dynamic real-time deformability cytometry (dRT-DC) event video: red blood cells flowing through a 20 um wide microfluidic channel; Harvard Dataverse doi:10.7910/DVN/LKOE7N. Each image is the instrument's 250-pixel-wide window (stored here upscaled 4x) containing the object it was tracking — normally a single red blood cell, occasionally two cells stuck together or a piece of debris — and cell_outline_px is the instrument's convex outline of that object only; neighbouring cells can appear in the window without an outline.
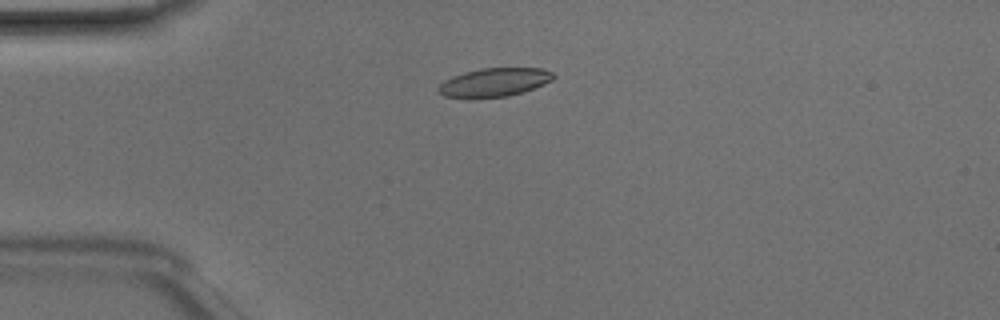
{"species": "Egyptian fruit bat (a non-hibernating species)", "species_latin": "Rousettus aegyptiacus", "temperature_condition": "room temperature", "stored_images_in_passage": 38, "camera_frame_rate_fps": 3000, "um_per_image_px": 0.085, "animal": {"sex": "male"}, "frame": {"image": 1, "passage_image": 2, "time_ms": 0.333, "image_size_px": [1000, 320], "cell_outline_px": [[556, 76], [552, 80], [544, 84], [524, 92], [508, 96], [472, 100], [444, 96], [436, 92], [436, 88], [444, 80], [452, 76], [464, 72], [480, 68], [540, 68], [552, 72]], "centroid_in_image_um": [41.95, 7.03], "position_along_channel_um": 43.1, "area_um2": 19.77}}
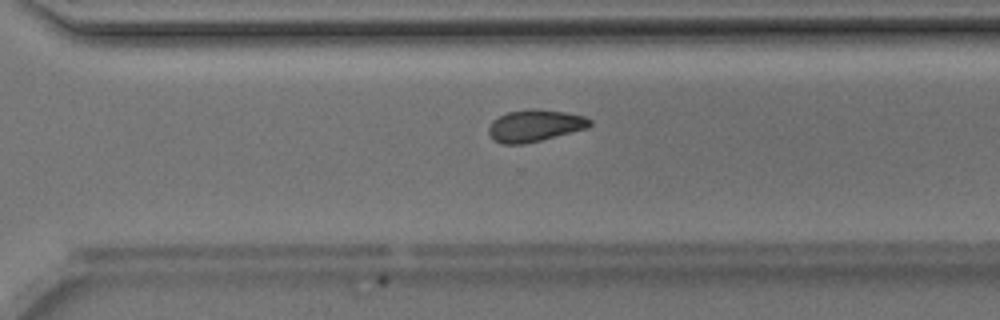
{"frame": {"image": 2, "passage_image": 24, "time_ms": 7.667, "image_size_px": [1000, 320], "cell_outline_px": [[592, 124], [588, 128], [524, 144], [504, 144], [496, 140], [488, 132], [488, 128], [492, 120], [508, 112], [528, 108], [532, 108], [564, 112], [584, 116], [592, 120]], "centroid_in_image_um": [45.48, 10.67], "position_along_channel_um": 325.1, "area_um2": 18.67}}
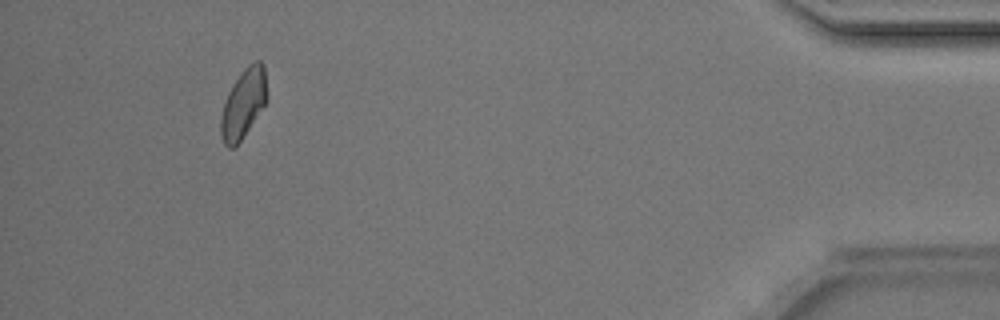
{"frame": {"image": 3, "passage_image": 35, "time_ms": 11.333, "image_size_px": [1000, 320], "cell_outline_px": [[264, 104], [240, 140], [232, 148], [228, 148], [224, 144], [220, 136], [220, 120], [224, 104], [228, 92], [244, 68], [248, 64], [256, 60], [260, 60], [264, 64]], "centroid_in_image_um": [20.63, 8.81], "position_along_channel_um": 414.6, "area_um2": 17.69}, "authors_computed_cell_mechanics": {"area_um2": 18.7561, "velocity_mm_per_s": 4.1827, "shape_relaxation_time_tau1_ms": 2.6203, "shape_relaxation_time_tau2_ms": 3.9118, "deformation_change_tau1": 0.1166, "deformation_change_tau2": 0.084}}